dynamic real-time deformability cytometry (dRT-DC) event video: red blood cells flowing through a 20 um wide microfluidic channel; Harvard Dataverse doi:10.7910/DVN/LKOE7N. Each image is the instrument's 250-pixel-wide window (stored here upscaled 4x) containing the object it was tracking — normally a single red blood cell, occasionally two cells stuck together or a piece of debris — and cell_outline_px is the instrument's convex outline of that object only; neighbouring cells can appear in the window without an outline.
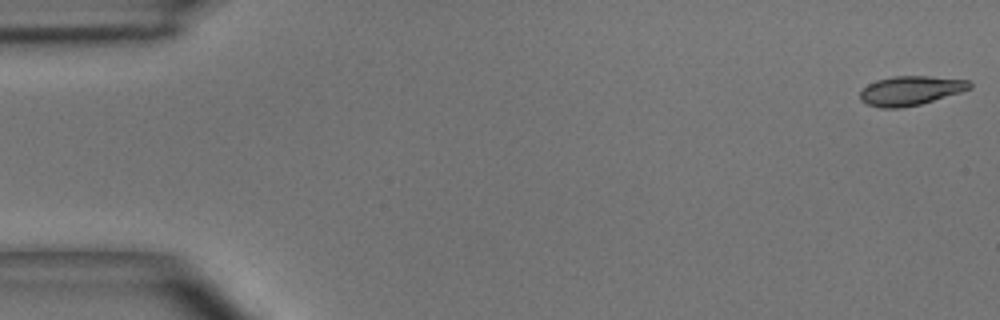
{"species": "common noctule bat (a hibernating species)", "species_latin": "Nyctalus noctula", "temperature_condition": "room temperature", "stored_images_in_passage": 10, "camera_frame_rate_fps": 3000, "um_per_image_px": 0.085, "animal": {"sex": "male", "body_mass_g": 15.6}, "frame": {"image": 1, "passage_image": 1, "time_ms": 0.0, "image_size_px": [1000, 320], "cell_outline_px": [[972, 88], [960, 92], [920, 104], [900, 108], [880, 108], [868, 104], [860, 100], [860, 92], [868, 84], [876, 80], [892, 76], [932, 76], [968, 80], [972, 84]], "centroid_in_image_um": [77.39, 7.69], "position_along_channel_um": 7.6, "area_um2": 18.67}}